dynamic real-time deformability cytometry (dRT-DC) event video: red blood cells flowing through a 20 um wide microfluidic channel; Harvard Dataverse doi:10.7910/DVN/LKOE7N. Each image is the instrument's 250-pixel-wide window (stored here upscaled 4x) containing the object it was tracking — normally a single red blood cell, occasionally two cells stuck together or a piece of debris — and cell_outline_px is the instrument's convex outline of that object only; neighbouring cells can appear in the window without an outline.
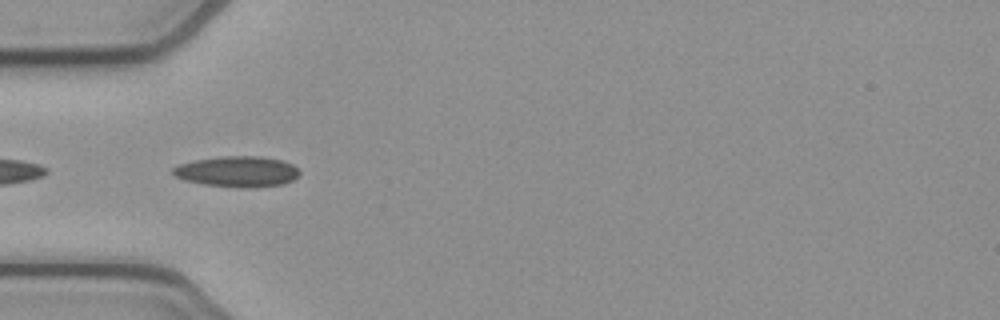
{"species": "common noctule bat (a hibernating species)", "species_latin": "Nyctalus noctula", "temperature_condition": "cold", "stored_images_in_passage": 6, "camera_frame_rate_fps": 3000, "um_per_image_px": 0.085, "animal": {"sex": "female", "body_mass_g": 21.9}, "frame": {"image": 1, "passage_image": 1, "time_ms": 0.0, "image_size_px": [1000, 320], "cell_outline_px": [[300, 172], [292, 180], [284, 184], [248, 188], [244, 188], [204, 184], [184, 180], [176, 176], [172, 172], [172, 168], [180, 164], [196, 160], [220, 156], [260, 156], [284, 160], [292, 164]], "centroid_in_image_um": [20.18, 14.58], "position_along_channel_um": 64.8, "area_um2": 22.6}}
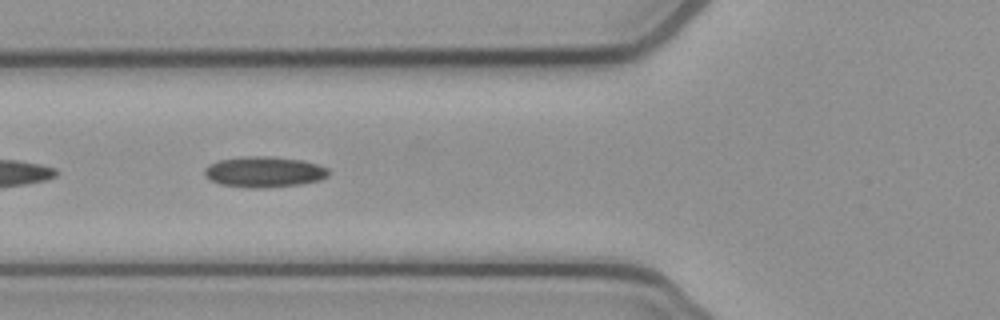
{"frame": {"image": 2, "passage_image": 4, "time_ms": 1.0, "image_size_px": [1000, 320], "cell_outline_px": [[328, 176], [320, 180], [300, 184], [264, 188], [252, 188], [220, 184], [204, 176], [204, 168], [208, 164], [220, 160], [244, 156], [272, 156], [304, 160], [328, 168]], "centroid_in_image_um": [22.44, 14.6], "position_along_channel_um": 103.4, "area_um2": 22.31}}